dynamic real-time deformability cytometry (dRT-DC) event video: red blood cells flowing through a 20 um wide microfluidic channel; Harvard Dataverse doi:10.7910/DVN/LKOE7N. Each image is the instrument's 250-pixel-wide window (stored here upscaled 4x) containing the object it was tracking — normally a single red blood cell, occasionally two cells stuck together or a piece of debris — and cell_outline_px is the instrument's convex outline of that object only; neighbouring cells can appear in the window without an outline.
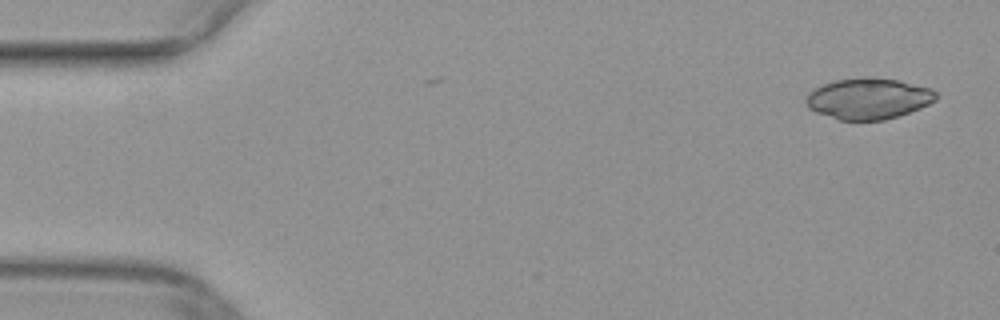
{"species": "common noctule bat (a hibernating species)", "species_latin": "Nyctalus noctula", "temperature_condition": "warm", "stored_images_in_passage": 3, "camera_frame_rate_fps": 3000, "um_per_image_px": 0.085, "animal": {"sex": "female", "body_mass_g": 29.2, "forearm_length_mm": 56.3}, "frame": {"image": 1, "passage_image": 1, "time_ms": 0.0, "image_size_px": [1000, 320], "cell_outline_px": [[936, 100], [920, 108], [884, 120], [840, 120], [816, 112], [808, 108], [804, 100], [804, 96], [808, 92], [824, 84], [836, 80], [868, 76], [900, 80], [932, 88], [936, 92]], "centroid_in_image_um": [73.8, 8.37], "position_along_channel_um": 11.2, "area_um2": 31.21}}